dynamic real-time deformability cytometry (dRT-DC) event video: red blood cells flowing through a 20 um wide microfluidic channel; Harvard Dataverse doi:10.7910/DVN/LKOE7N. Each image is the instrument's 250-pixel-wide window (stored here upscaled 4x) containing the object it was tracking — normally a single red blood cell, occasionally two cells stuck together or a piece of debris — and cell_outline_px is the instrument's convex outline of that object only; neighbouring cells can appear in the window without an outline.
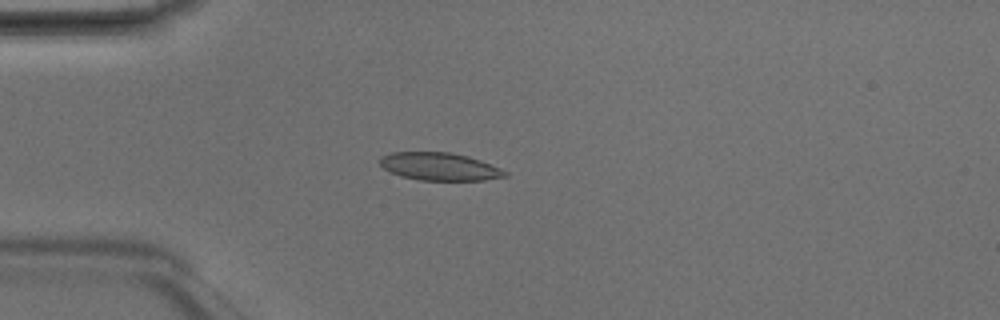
{"species": "Egyptian fruit bat (a non-hibernating species)", "species_latin": "Rousettus aegyptiacus", "temperature_condition": "room temperature", "stored_images_in_passage": 5, "camera_frame_rate_fps": 3000, "um_per_image_px": 0.085, "animal": {"sex": "male"}, "frame": {"image": 1, "passage_image": 4, "time_ms": 1.0, "image_size_px": [1000, 320], "cell_outline_px": [[508, 176], [484, 180], [420, 180], [400, 176], [384, 168], [380, 164], [380, 160], [384, 156], [392, 152], [452, 152], [468, 156], [480, 160], [500, 168], [508, 172]], "centroid_in_image_um": [37.4, 14.16], "position_along_channel_um": 47.6, "area_um2": 20.11}}